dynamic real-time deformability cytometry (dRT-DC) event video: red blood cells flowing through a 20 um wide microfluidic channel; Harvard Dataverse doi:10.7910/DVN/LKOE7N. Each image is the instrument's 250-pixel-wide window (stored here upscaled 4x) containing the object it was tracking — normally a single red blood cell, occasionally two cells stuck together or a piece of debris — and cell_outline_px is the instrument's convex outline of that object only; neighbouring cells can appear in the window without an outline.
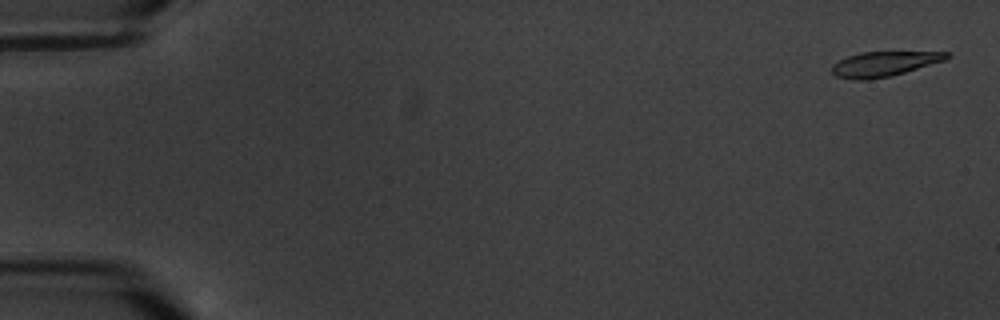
{"species": "common noctule bat (a hibernating species)", "species_latin": "Nyctalus noctula", "temperature_condition": "warm", "stored_images_in_passage": 6, "segment_of_instrument_passage": [2, 2], "camera_frame_rate_fps": 3000, "um_per_image_px": 0.085, "animal": {"sex": "male", "body_mass_g": 20.1, "forearm_length_mm": 53.5}, "frame": {"image": 1, "passage_image": 6, "time_ms": 5.667, "image_size_px": [1000, 320], "cell_outline_px": [[952, 56], [944, 60], [892, 76], [868, 80], [852, 80], [836, 76], [832, 72], [832, 64], [848, 56], [860, 52], [952, 52]], "centroid_in_image_um": [75.14, 5.44], "position_along_channel_um": 9.9, "area_um2": 16.65}}